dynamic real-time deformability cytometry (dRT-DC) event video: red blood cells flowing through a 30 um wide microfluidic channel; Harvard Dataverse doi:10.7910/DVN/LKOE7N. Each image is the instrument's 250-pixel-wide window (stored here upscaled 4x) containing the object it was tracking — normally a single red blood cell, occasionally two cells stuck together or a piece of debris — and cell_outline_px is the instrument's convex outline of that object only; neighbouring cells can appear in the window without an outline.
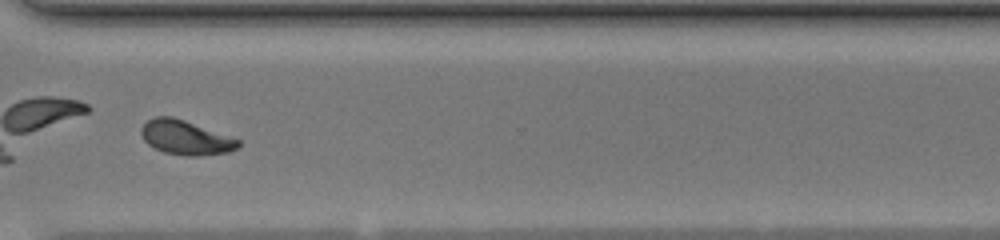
{"species": "common noctule bat (a hibernating species)", "species_latin": "Nyctalus noctula", "temperature_condition": "warm", "stored_images_in_passage": 43, "camera_frame_rate_fps": 3000, "um_per_image_px": 0.085, "animal": {"sex": "female", "body_mass_g": 20.0, "forearm_length_mm": 54.0}, "frame": {"image": 1, "passage_image": 31, "time_ms": 10.0, "image_size_px": [1000, 240], "cell_outline_px": [[240, 144], [236, 148], [228, 152], [200, 156], [184, 156], [164, 152], [148, 144], [144, 140], [140, 132], [140, 128], [152, 116], [172, 116], [184, 120], [240, 140]], "centroid_in_image_um": [15.74, 11.69], "position_along_channel_um": 354.9, "area_um2": 19.31}}
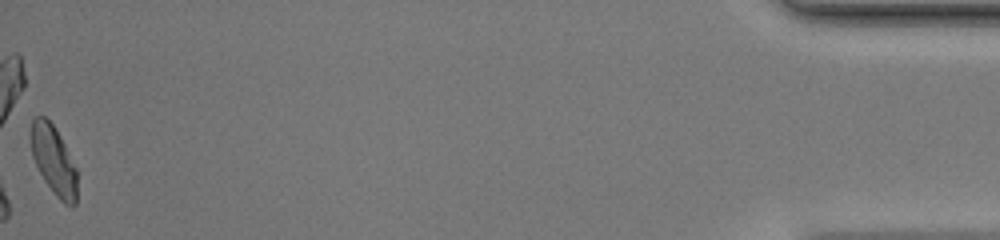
{"frame": {"image": 2, "passage_image": 43, "time_ms": 14.0, "image_size_px": [1000, 240], "cell_outline_px": [[76, 204], [72, 208], [64, 204], [56, 196], [44, 180], [32, 156], [28, 136], [32, 120], [36, 116], [44, 116], [52, 124], [60, 136], [76, 168]], "centroid_in_image_um": [4.52, 13.62], "position_along_channel_um": 430.7, "area_um2": 18.67}, "authors_computed_cell_mechanics": {"area_um2": 19.363, "velocity_mm_per_s": 4.168, "shape_relaxation_time_tau1_ms": 3.2163, "shape_relaxation_time_tau2_ms": 1.093, "deformation_change_tau1": 0.1749, "deformation_change_tau2": 0.0667}}